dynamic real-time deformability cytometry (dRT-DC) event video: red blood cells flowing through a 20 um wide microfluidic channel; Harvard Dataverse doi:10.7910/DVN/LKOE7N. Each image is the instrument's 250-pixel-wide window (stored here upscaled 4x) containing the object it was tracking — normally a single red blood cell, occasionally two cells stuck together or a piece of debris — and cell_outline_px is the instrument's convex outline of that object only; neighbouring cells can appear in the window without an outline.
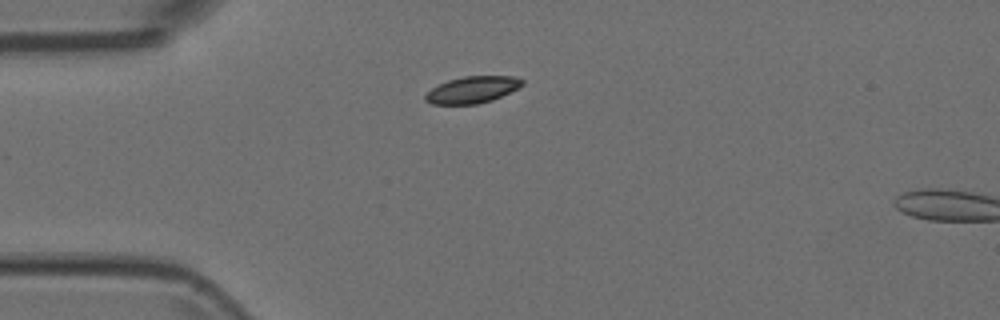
{"species": "Egyptian fruit bat (a non-hibernating species)", "species_latin": "Rousettus aegyptiacus", "temperature_condition": "room temperature", "stored_images_in_passage": 7, "camera_frame_rate_fps": 3000, "um_per_image_px": 0.085, "animal": {"sex": "female"}, "frame": {"image": 1, "passage_image": 1, "time_ms": 0.0, "image_size_px": [1000, 320], "cell_outline_px": [[524, 84], [520, 88], [492, 100], [476, 104], [432, 104], [424, 100], [424, 96], [432, 88], [448, 80], [464, 76], [516, 76], [524, 80]], "centroid_in_image_um": [40.19, 7.62], "position_along_channel_um": 44.8, "area_um2": 15.14}}
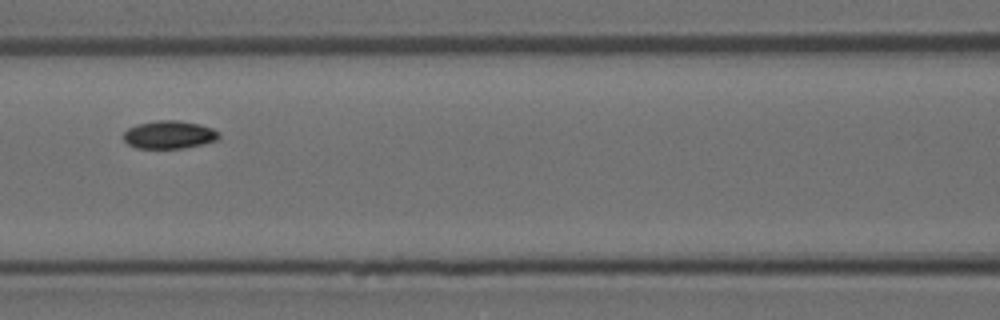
{"frame": {"image": 2, "passage_image": 4, "time_ms": 1.0, "image_size_px": [1000, 320], "cell_outline_px": [[220, 136], [216, 140], [204, 144], [184, 148], [136, 148], [128, 144], [124, 140], [124, 132], [128, 128], [136, 124], [156, 120], [180, 120], [200, 124], [212, 128], [220, 132]], "centroid_in_image_um": [14.39, 11.44], "position_along_channel_um": 152.2, "area_um2": 15.72}}
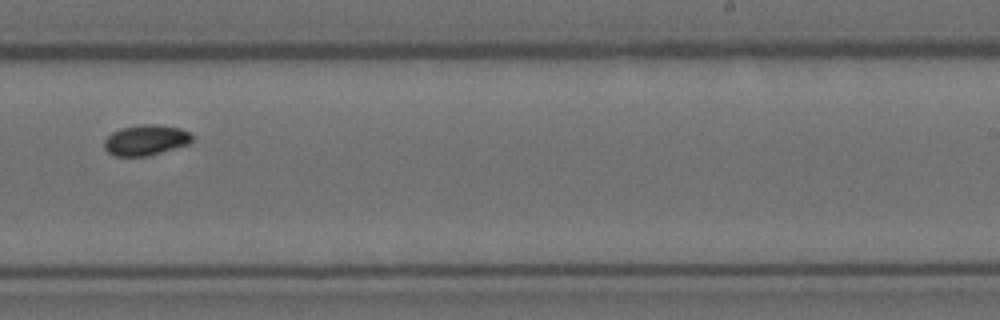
{"frame": {"image": 3, "passage_image": 7, "time_ms": 2.0, "image_size_px": [1000, 320], "cell_outline_px": [[192, 140], [188, 144], [148, 156], [116, 156], [108, 152], [104, 148], [104, 140], [112, 132], [120, 128], [140, 124], [152, 124], [180, 128], [188, 132], [192, 136]], "centroid_in_image_um": [12.36, 11.9], "position_along_channel_um": 276.6, "area_um2": 15.55}}